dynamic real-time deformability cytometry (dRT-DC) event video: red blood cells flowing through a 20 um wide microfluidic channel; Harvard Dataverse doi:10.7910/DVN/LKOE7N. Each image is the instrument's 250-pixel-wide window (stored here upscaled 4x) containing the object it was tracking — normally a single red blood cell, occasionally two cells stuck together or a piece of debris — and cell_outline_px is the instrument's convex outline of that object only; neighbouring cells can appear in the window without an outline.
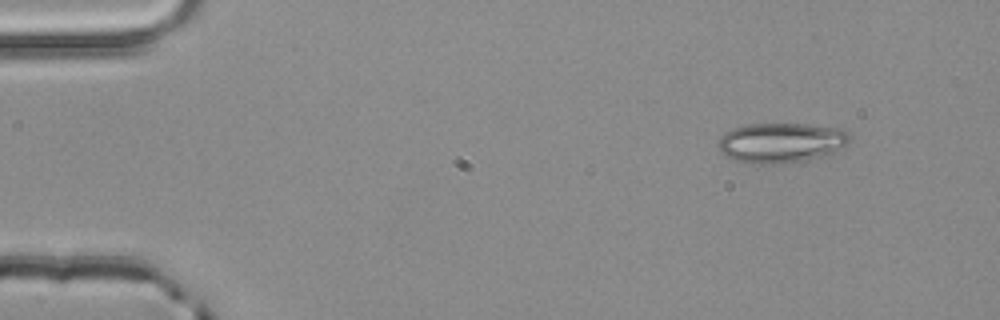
{"species": "common noctule bat (a hibernating species)", "species_latin": "Nyctalus noctula", "temperature_condition": "room temperature", "stored_images_in_passage": 2, "camera_frame_rate_fps": 3000, "um_per_image_px": 0.085, "animal": {"sex": "male", "body_mass_g": 20.4}, "frame": {"image": 1, "passage_image": 1, "time_ms": 0.0, "image_size_px": [1000, 320], "cell_outline_px": [[852, 136], [848, 144], [832, 152], [800, 160], [760, 164], [736, 160], [720, 152], [716, 144], [724, 132], [732, 128], [748, 124], [808, 124], [840, 128], [848, 132]], "centroid_in_image_um": [66.37, 12.09], "position_along_channel_um": 18.6, "area_um2": 30.11}}